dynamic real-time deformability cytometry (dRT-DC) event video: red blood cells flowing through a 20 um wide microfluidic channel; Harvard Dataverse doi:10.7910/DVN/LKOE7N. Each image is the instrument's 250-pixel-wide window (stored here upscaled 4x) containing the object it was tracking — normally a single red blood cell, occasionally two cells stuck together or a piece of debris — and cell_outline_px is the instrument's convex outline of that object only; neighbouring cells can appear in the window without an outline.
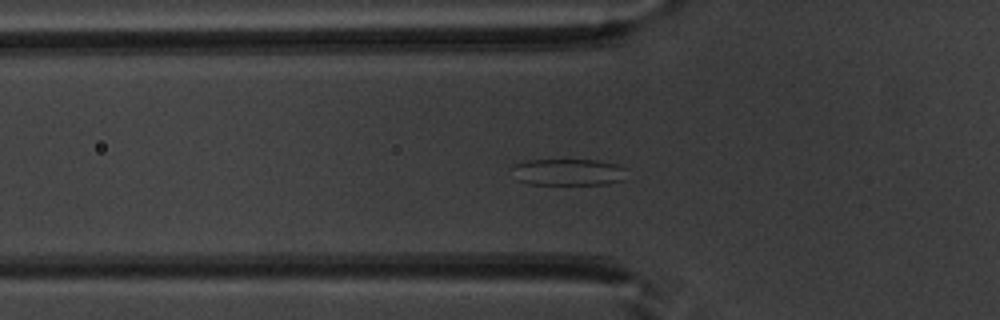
{"species": "common noctule bat (a hibernating species)", "species_latin": "Nyctalus noctula", "temperature_condition": "warm", "stored_images_in_passage": 46, "segment_of_instrument_passage": [1, 2], "camera_frame_rate_fps": 3000, "um_per_image_px": 0.085, "animal": {"sex": "male", "body_mass_g": 20.1, "forearm_length_mm": 53.5}, "frame": {"image": 1, "passage_image": 11, "time_ms": 3.333, "image_size_px": [1000, 320], "cell_outline_px": [[628, 168], [624, 180], [608, 184], [528, 184], [520, 180], [512, 168], [516, 164], [528, 160], [596, 160], [616, 164]], "centroid_in_image_um": [48.4, 14.63], "position_along_channel_um": 77.4, "area_um2": 17.74}}
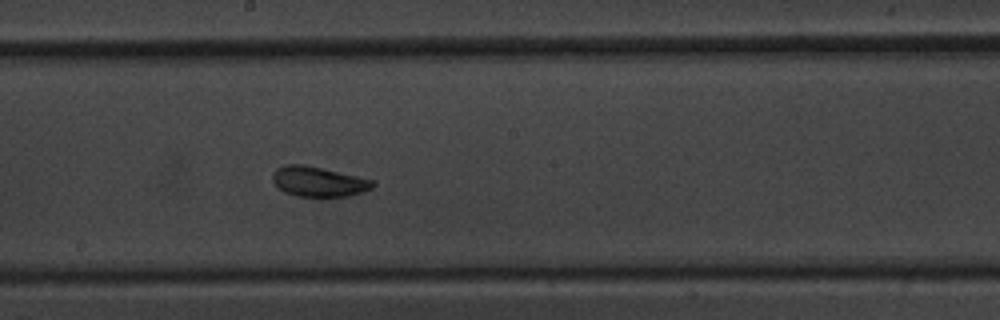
{"frame": {"image": 2, "passage_image": 22, "time_ms": 7.0, "image_size_px": [1000, 320], "cell_outline_px": [[376, 184], [372, 188], [348, 196], [296, 196], [284, 192], [276, 188], [272, 180], [272, 172], [276, 168], [284, 164], [304, 164], [372, 180]], "centroid_in_image_um": [26.98, 15.43], "position_along_channel_um": 221.2, "area_um2": 17.46}}
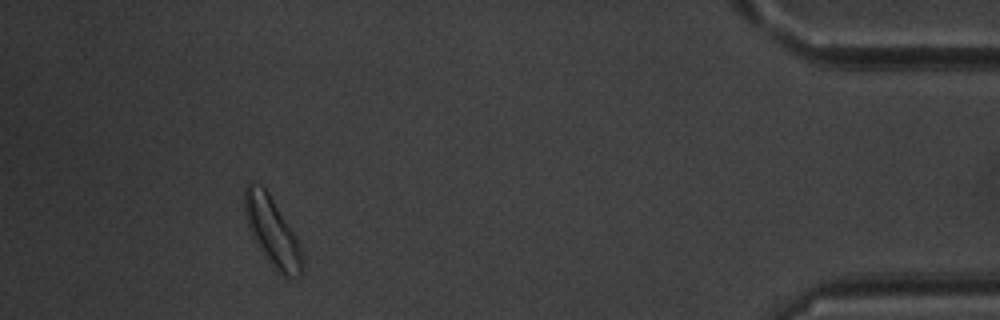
{"frame": {"image": 3, "passage_image": 41, "time_ms": 13.333, "image_size_px": [1000, 320], "cell_outline_px": [[304, 272], [300, 276], [288, 280], [284, 280], [272, 268], [264, 256], [252, 236], [248, 228], [244, 212], [244, 188], [252, 180], [260, 184], [268, 192], [304, 252]], "centroid_in_image_um": [23.16, 19.79], "position_along_channel_um": 412.0, "area_um2": 23.64}}